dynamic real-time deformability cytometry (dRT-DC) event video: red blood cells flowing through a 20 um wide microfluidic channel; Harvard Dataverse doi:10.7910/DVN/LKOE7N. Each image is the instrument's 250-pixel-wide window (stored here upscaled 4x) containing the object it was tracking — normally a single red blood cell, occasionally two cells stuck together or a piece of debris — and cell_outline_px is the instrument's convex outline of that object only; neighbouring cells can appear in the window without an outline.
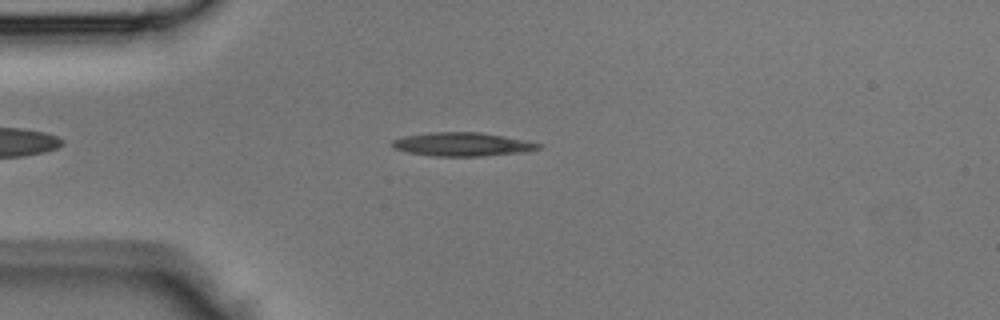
{"species": "Egyptian fruit bat (a non-hibernating species)", "species_latin": "Rousettus aegyptiacus", "temperature_condition": "room temperature", "stored_images_in_passage": 39, "camera_frame_rate_fps": 3000, "um_per_image_px": 0.085, "animal": {"sex": "male"}, "frame": {"image": 1, "passage_image": 7, "time_ms": 2.0, "image_size_px": [1000, 320], "cell_outline_px": [[544, 144], [540, 148], [524, 152], [480, 156], [432, 156], [408, 152], [392, 148], [392, 140], [404, 136], [428, 132], [480, 132], [528, 140]], "centroid_in_image_um": [39.32, 12.26], "position_along_channel_um": 45.7, "area_um2": 20.29}}
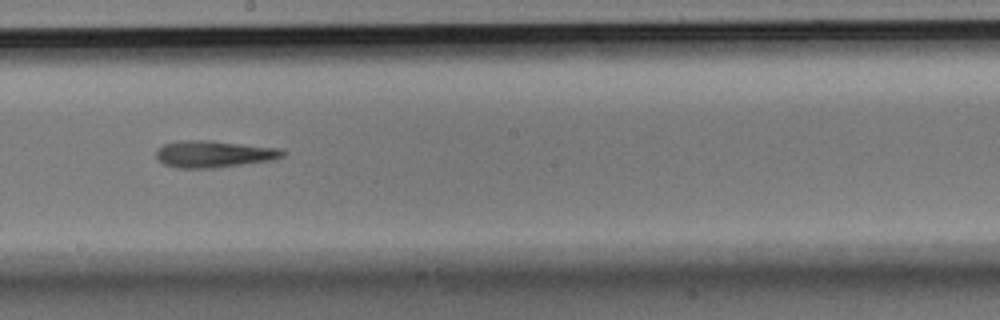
{"frame": {"image": 2, "passage_image": 20, "time_ms": 6.333, "image_size_px": [1000, 320], "cell_outline_px": [[288, 152], [284, 156], [272, 160], [212, 168], [176, 168], [164, 164], [156, 156], [156, 148], [164, 144], [180, 140], [212, 140], [284, 148]], "centroid_in_image_um": [18.23, 13.07], "position_along_channel_um": 230.0, "area_um2": 20.11}}
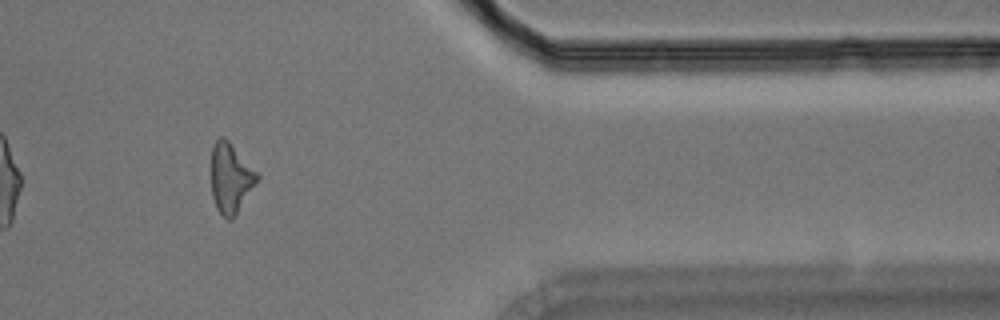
{"frame": {"image": 3, "passage_image": 32, "time_ms": 10.333, "image_size_px": [1000, 320], "cell_outline_px": [[260, 176], [236, 216], [232, 220], [228, 220], [216, 208], [212, 196], [212, 144], [220, 136], [224, 136], [260, 172]], "centroid_in_image_um": [19.63, 15.12], "position_along_channel_um": 391.8, "area_um2": 18.96}}